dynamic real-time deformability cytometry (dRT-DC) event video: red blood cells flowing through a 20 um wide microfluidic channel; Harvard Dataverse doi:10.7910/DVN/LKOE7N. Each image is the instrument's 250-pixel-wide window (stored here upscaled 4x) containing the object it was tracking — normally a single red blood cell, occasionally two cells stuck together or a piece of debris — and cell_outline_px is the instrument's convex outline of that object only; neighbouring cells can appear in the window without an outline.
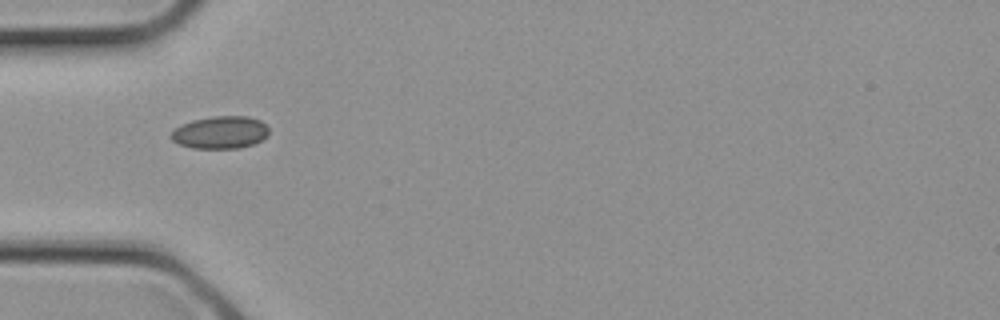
{"species": "common noctule bat (a hibernating species)", "species_latin": "Nyctalus noctula", "temperature_condition": "cold", "stored_images_in_passage": 1, "camera_frame_rate_fps": 3000, "um_per_image_px": 0.085, "animal": {"sex": "female", "body_mass_g": 21.9}, "frame": {"image": 1, "passage_image": 1, "time_ms": 0.0, "image_size_px": [1000, 320], "cell_outline_px": [[268, 136], [252, 144], [240, 148], [192, 148], [180, 144], [172, 140], [168, 136], [180, 124], [192, 120], [212, 116], [248, 116], [260, 120], [268, 128]], "centroid_in_image_um": [18.7, 11.25], "position_along_channel_um": 66.3, "area_um2": 18.55}}